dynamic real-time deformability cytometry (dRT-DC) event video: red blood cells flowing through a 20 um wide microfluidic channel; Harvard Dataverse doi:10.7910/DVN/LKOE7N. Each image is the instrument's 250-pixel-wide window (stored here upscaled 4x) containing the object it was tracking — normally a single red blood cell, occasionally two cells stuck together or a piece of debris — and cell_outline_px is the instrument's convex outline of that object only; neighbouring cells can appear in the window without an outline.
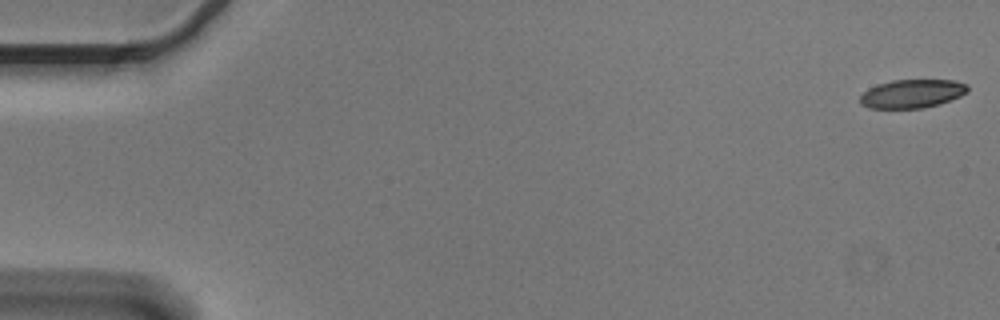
{"species": "Egyptian fruit bat (a non-hibernating species)", "species_latin": "Rousettus aegyptiacus", "temperature_condition": "cold", "stored_images_in_passage": 55, "camera_frame_rate_fps": 3000, "um_per_image_px": 0.085, "animal": {"sex": "male"}, "frame": {"image": 1, "passage_image": 1, "time_ms": 0.0, "image_size_px": [1000, 320], "cell_outline_px": [[968, 92], [960, 96], [940, 104], [924, 108], [868, 108], [860, 104], [860, 96], [868, 88], [892, 80], [956, 80], [968, 84]], "centroid_in_image_um": [77.55, 7.96], "position_along_channel_um": 7.5, "area_um2": 17.98}}
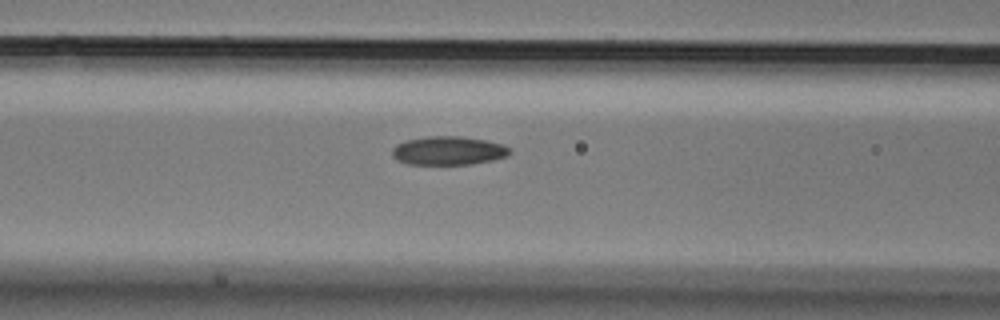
{"frame": {"image": 2, "passage_image": 23, "time_ms": 7.333, "image_size_px": [1000, 320], "cell_outline_px": [[512, 152], [508, 156], [492, 160], [472, 164], [408, 164], [392, 156], [392, 148], [396, 144], [404, 140], [428, 136], [460, 136], [484, 140], [504, 144], [512, 148]], "centroid_in_image_um": [38.14, 12.8], "position_along_channel_um": 128.5, "area_um2": 19.77}}
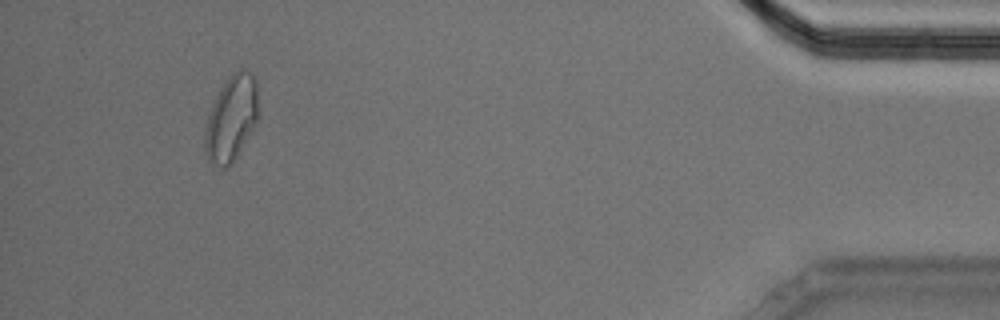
{"frame": {"image": 3, "passage_image": 52, "time_ms": 17.0, "image_size_px": [1000, 320], "cell_outline_px": [[256, 120], [236, 156], [224, 168], [216, 168], [208, 160], [204, 148], [204, 132], [208, 116], [212, 104], [220, 88], [228, 76], [232, 72], [240, 68], [244, 68], [252, 72], [256, 80]], "centroid_in_image_um": [19.61, 10.02], "position_along_channel_um": 415.6, "area_um2": 26.18}, "authors_computed_cell_mechanics": {"area_um2": 19.8254, "velocity_mm_per_s": 3.6251, "shape_relaxation_time_tau1_ms": 4.6134, "shape_relaxation_time_tau2_ms": 2.845, "deformation_change_tau1": 0.1334, "deformation_change_tau2": 0.0792}}